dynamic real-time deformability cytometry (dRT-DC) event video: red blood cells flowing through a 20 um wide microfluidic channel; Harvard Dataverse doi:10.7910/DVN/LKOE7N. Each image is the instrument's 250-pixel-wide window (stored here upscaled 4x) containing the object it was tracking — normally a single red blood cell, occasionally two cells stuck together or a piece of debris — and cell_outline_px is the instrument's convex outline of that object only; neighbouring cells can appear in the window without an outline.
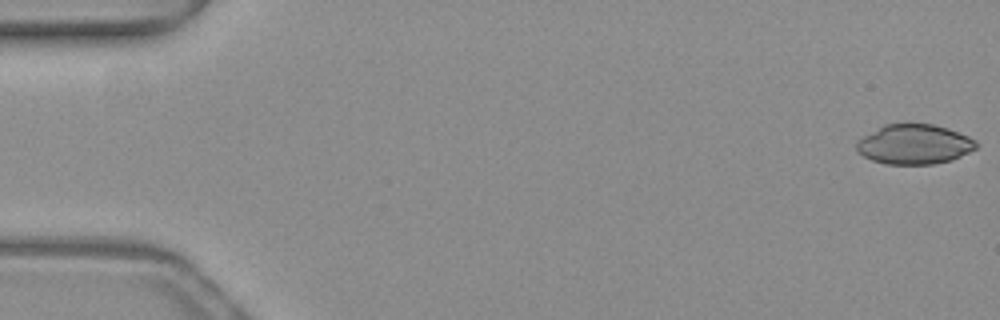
{"species": "common noctule bat (a hibernating species)", "species_latin": "Nyctalus noctula", "temperature_condition": "warm", "stored_images_in_passage": 51, "camera_frame_rate_fps": 3000, "um_per_image_px": 0.085, "animal": {"sex": "female", "body_mass_g": 19.3, "forearm_length_mm": 54.1}, "frame": {"image": 1, "passage_image": 1, "time_ms": 0.0, "image_size_px": [1000, 320], "cell_outline_px": [[980, 144], [976, 148], [952, 160], [932, 164], [884, 164], [872, 160], [856, 152], [856, 144], [864, 136], [884, 124], [932, 124], [948, 128], [968, 136], [976, 140]], "centroid_in_image_um": [77.73, 12.27], "position_along_channel_um": 7.3, "area_um2": 27.69}}